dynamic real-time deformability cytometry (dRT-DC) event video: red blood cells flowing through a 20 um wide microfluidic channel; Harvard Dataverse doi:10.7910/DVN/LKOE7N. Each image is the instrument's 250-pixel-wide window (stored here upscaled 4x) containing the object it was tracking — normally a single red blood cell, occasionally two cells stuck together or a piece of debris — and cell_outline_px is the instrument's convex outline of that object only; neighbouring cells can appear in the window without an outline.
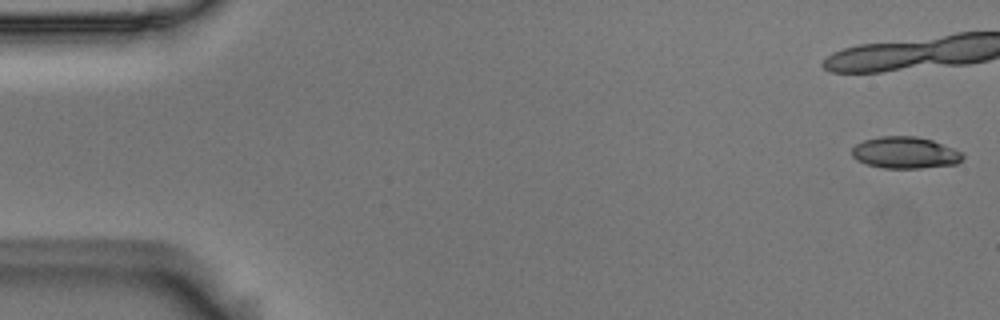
{"species": "Egyptian fruit bat (a non-hibernating species)", "species_latin": "Rousettus aegyptiacus", "temperature_condition": "room temperature", "stored_images_in_passage": 43, "camera_frame_rate_fps": 3000, "um_per_image_px": 0.085, "animal": {"sex": "male"}, "frame": {"image": 1, "passage_image": 1, "time_ms": 0.0, "image_size_px": [1000, 320], "cell_outline_px": [[964, 156], [956, 164], [920, 168], [884, 168], [868, 164], [856, 160], [852, 156], [852, 148], [856, 144], [864, 140], [880, 136], [916, 136], [932, 140], [964, 152]], "centroid_in_image_um": [76.94, 12.97], "position_along_channel_um": 8.1, "area_um2": 20.46}}